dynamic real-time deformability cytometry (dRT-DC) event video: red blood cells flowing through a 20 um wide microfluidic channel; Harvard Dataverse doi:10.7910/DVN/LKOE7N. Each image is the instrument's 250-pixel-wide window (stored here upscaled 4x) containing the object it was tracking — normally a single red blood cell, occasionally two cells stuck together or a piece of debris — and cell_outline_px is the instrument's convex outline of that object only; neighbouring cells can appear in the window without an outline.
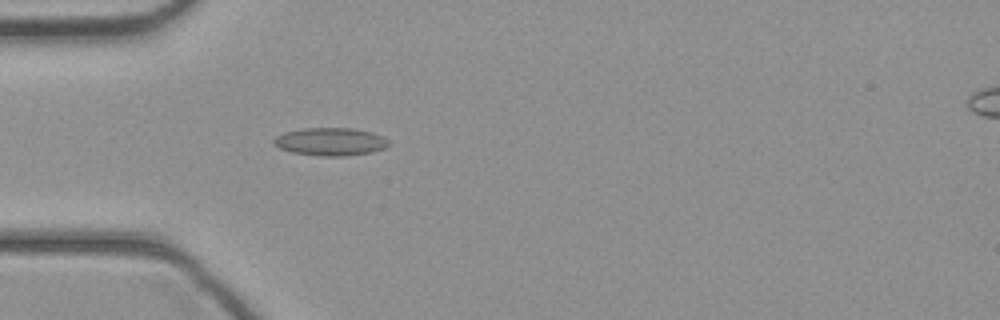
{"species": "common noctule bat (a hibernating species)", "species_latin": "Nyctalus noctula", "temperature_condition": "cold", "stored_images_in_passage": 44, "camera_frame_rate_fps": 3000, "um_per_image_px": 0.085, "animal": {"sex": "female", "body_mass_g": 21.9}, "frame": {"image": 1, "passage_image": 13, "time_ms": 4.0, "image_size_px": [1000, 320], "cell_outline_px": [[392, 144], [384, 148], [372, 152], [344, 156], [320, 156], [292, 152], [280, 148], [272, 144], [272, 140], [276, 136], [284, 132], [300, 128], [352, 128], [372, 132], [384, 136]], "centroid_in_image_um": [28.09, 12.03], "position_along_channel_um": 56.9, "area_um2": 18.9}}
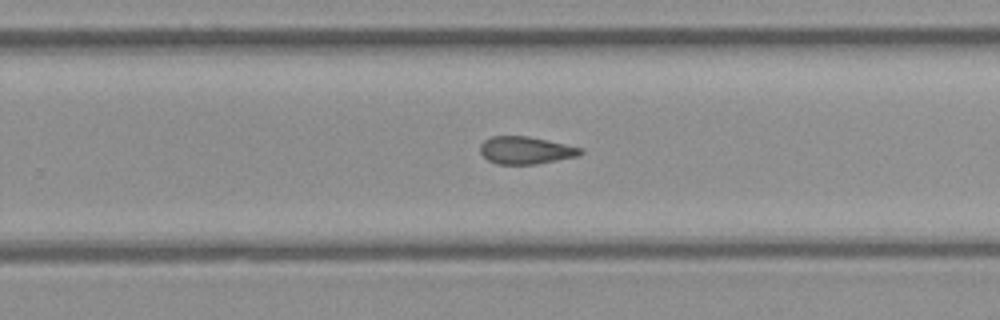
{"frame": {"image": 2, "passage_image": 28, "time_ms": 9.0, "image_size_px": [1000, 320], "cell_outline_px": [[584, 152], [580, 156], [536, 164], [496, 164], [488, 160], [480, 152], [480, 144], [484, 140], [492, 136], [528, 136], [584, 148]], "centroid_in_image_um": [44.71, 12.77], "position_along_channel_um": 285.1, "area_um2": 16.18}}
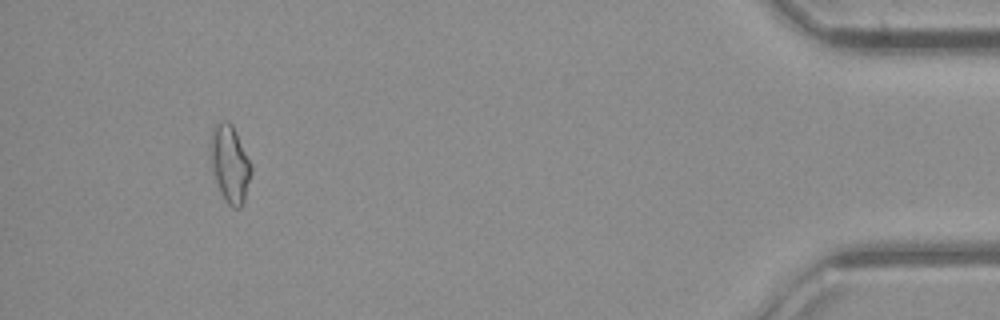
{"frame": {"image": 3, "passage_image": 41, "time_ms": 13.333, "image_size_px": [1000, 320], "cell_outline_px": [[252, 172], [244, 200], [240, 208], [232, 208], [224, 200], [220, 192], [212, 168], [208, 152], [208, 144], [212, 128], [220, 120], [228, 120], [232, 124], [252, 164]], "centroid_in_image_um": [19.51, 13.88], "position_along_channel_um": 415.7, "area_um2": 18.79}}